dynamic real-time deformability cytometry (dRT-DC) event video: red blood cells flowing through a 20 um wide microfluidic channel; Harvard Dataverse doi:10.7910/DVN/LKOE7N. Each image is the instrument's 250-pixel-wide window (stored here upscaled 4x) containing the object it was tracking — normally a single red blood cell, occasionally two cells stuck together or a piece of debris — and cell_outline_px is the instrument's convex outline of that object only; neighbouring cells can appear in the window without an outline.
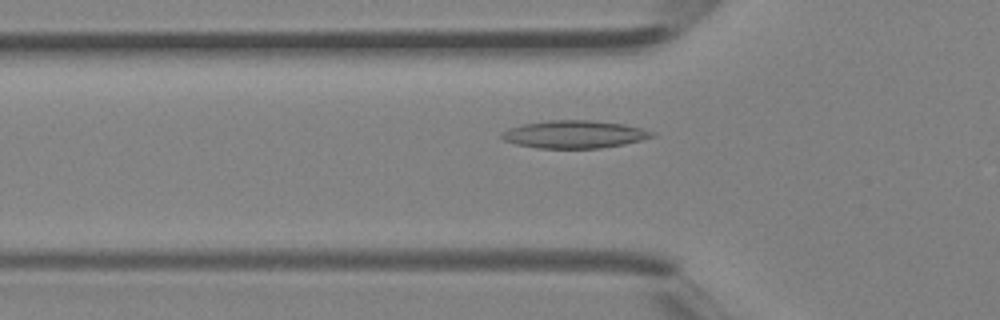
{"species": "Egyptian fruit bat (a non-hibernating species)", "species_latin": "Rousettus aegyptiacus", "temperature_condition": "room temperature", "stored_images_in_passage": 39, "camera_frame_rate_fps": 3000, "um_per_image_px": 0.085, "animal": {"sex": "female"}, "frame": {"image": 1, "passage_image": 13, "time_ms": 4.0, "image_size_px": [1000, 320], "cell_outline_px": [[656, 136], [624, 144], [600, 148], [536, 148], [516, 144], [504, 140], [500, 136], [508, 128], [524, 124], [548, 120], [588, 120], [624, 124], [656, 132]], "centroid_in_image_um": [48.83, 11.42], "position_along_channel_um": 77.0, "area_um2": 24.16}}
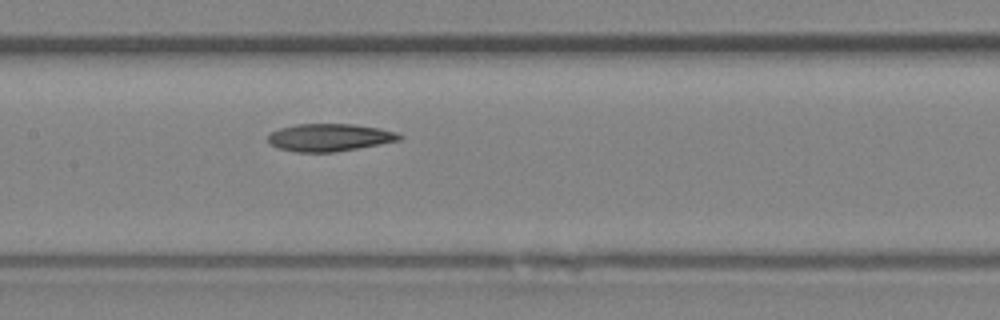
{"frame": {"image": 2, "passage_image": 19, "time_ms": 6.0, "image_size_px": [1000, 320], "cell_outline_px": [[404, 136], [400, 140], [380, 144], [336, 152], [296, 152], [276, 148], [268, 144], [268, 136], [272, 132], [280, 128], [296, 124], [352, 124], [380, 128], [396, 132]], "centroid_in_image_um": [27.99, 11.69], "position_along_channel_um": 179.4, "area_um2": 21.21}}
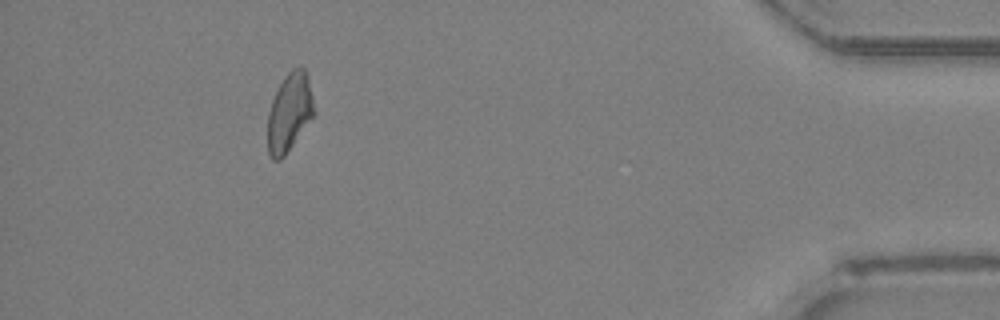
{"frame": {"image": 3, "passage_image": 36, "time_ms": 11.667, "image_size_px": [1000, 320], "cell_outline_px": [[316, 112], [284, 156], [280, 160], [272, 160], [268, 156], [268, 112], [272, 100], [284, 76], [292, 68], [304, 68], [308, 80]], "centroid_in_image_um": [24.59, 9.57], "position_along_channel_um": 410.6, "area_um2": 20.92}}